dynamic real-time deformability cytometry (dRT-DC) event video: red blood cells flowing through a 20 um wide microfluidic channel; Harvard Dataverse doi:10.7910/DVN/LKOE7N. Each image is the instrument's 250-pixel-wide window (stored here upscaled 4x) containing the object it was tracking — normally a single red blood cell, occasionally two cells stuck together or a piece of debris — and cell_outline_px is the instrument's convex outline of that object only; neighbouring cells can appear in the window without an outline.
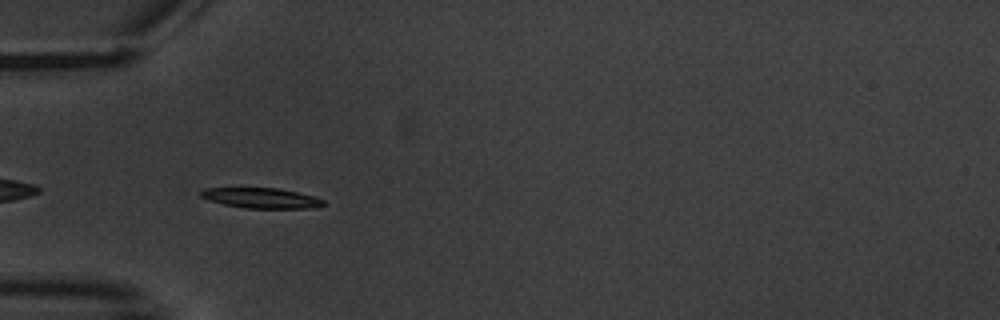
{"species": "common noctule bat (a hibernating species)", "species_latin": "Nyctalus noctula", "temperature_condition": "warm", "stored_images_in_passage": 6, "camera_frame_rate_fps": 3000, "um_per_image_px": 0.085, "animal": {"sex": "male", "body_mass_g": 20.1, "forearm_length_mm": 53.5}, "frame": {"image": 1, "passage_image": 6, "time_ms": 6.333, "image_size_px": [1000, 320], "cell_outline_px": [[324, 204], [308, 208], [244, 208], [224, 204], [208, 200], [200, 196], [196, 192], [204, 188], [276, 188], [296, 192], [312, 196], [324, 200]], "centroid_in_image_um": [22.1, 16.83], "position_along_channel_um": 62.9, "area_um2": 14.33}}